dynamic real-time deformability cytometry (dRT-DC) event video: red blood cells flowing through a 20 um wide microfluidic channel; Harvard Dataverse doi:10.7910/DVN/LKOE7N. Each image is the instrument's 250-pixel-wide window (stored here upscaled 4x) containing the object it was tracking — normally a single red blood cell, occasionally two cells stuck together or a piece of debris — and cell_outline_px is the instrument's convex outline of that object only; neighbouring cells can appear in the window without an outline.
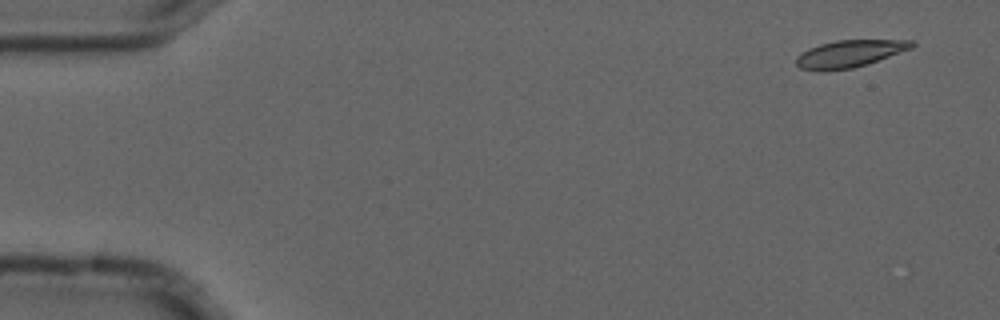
{"species": "common noctule bat (a hibernating species)", "species_latin": "Nyctalus noctula", "temperature_condition": "cold", "stored_images_in_passage": 2, "camera_frame_rate_fps": 3000, "um_per_image_px": 0.085, "animal": {"sex": "male", "forearm_length_mm": 52.5}, "frame": {"image": 1, "passage_image": 1, "time_ms": 0.0, "image_size_px": [1000, 320], "cell_outline_px": [[916, 44], [912, 48], [868, 64], [852, 68], [800, 68], [796, 64], [796, 56], [800, 52], [808, 48], [820, 44], [836, 40], [912, 40]], "centroid_in_image_um": [72.26, 4.52], "position_along_channel_um": 12.7, "area_um2": 17.74}}